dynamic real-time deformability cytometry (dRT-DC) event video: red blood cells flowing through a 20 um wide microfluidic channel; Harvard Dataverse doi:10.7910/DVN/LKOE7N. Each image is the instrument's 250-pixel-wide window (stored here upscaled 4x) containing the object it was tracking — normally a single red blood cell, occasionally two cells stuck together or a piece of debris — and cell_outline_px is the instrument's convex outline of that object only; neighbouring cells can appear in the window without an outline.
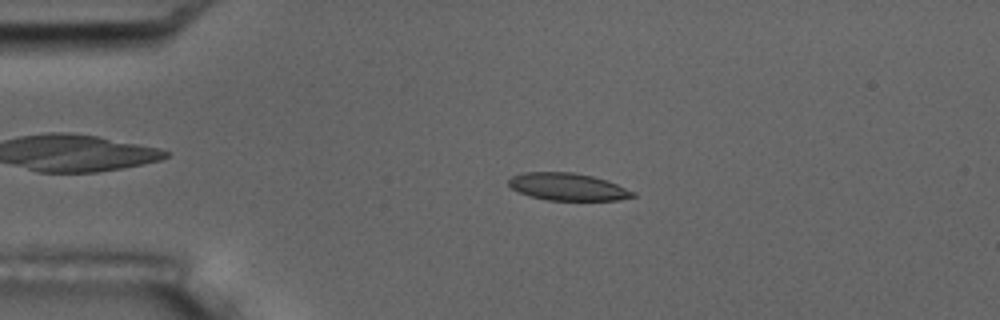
{"species": "common noctule bat (a hibernating species)", "species_latin": "Nyctalus noctula", "temperature_condition": "room temperature", "stored_images_in_passage": 4, "camera_frame_rate_fps": 3000, "um_per_image_px": 0.085, "animal": {"sex": "male", "body_mass_g": 17.5, "forearm_length_mm": 52.3}, "frame": {"image": 1, "passage_image": 3, "time_ms": 2.333, "image_size_px": [1000, 320], "cell_outline_px": [[636, 196], [620, 200], [548, 200], [532, 196], [520, 192], [512, 188], [508, 184], [508, 180], [512, 176], [524, 172], [572, 172], [592, 176], [616, 184], [636, 192]], "centroid_in_image_um": [48.27, 15.88], "position_along_channel_um": 36.7, "area_um2": 19.59}}